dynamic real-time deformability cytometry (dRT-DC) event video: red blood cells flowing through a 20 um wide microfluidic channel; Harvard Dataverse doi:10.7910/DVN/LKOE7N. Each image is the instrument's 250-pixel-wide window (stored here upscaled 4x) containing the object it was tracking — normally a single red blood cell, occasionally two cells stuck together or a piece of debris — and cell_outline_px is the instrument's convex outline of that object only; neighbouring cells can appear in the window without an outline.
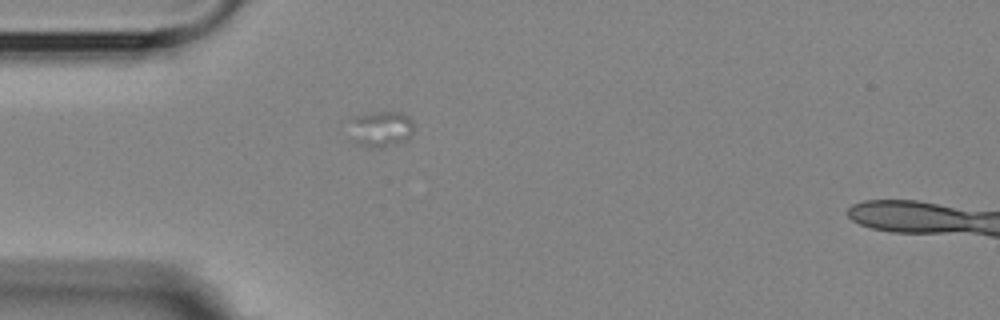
{"species": "Egyptian fruit bat (a non-hibernating species)", "species_latin": "Rousettus aegyptiacus", "temperature_condition": "room temperature", "stored_images_in_passage": 1, "camera_frame_rate_fps": 3000, "um_per_image_px": 0.085, "animal": {"sex": "female"}, "frame": {"image": 1, "passage_image": 1, "time_ms": 0.0, "image_size_px": [1000, 320], "cell_outline_px": [[412, 136], [408, 140], [380, 148], [376, 148], [360, 144], [348, 140], [348, 120], [352, 116], [372, 112], [400, 112], [408, 116], [412, 120]], "centroid_in_image_um": [32.28, 10.95], "position_along_channel_um": 52.7, "area_um2": 14.05}}